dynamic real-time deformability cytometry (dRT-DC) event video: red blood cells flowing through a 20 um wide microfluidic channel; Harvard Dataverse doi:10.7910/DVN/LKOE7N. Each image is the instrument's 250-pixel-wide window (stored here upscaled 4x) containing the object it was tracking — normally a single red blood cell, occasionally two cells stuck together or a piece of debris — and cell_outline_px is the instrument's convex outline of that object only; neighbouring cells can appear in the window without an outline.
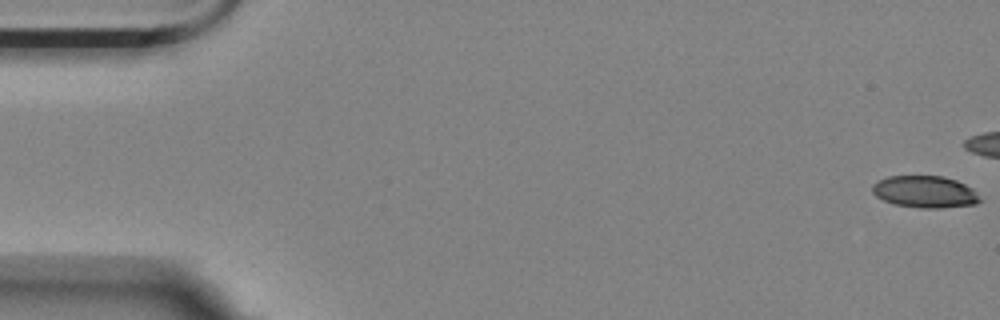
{"species": "Egyptian fruit bat (a non-hibernating species)", "species_latin": "Rousettus aegyptiacus", "temperature_condition": "room temperature", "stored_images_in_passage": 45, "camera_frame_rate_fps": 3000, "um_per_image_px": 0.085, "animal": {"sex": "female"}, "frame": {"image": 1, "passage_image": 1, "time_ms": 0.0, "image_size_px": [1000, 320], "cell_outline_px": [[984, 200], [976, 204], [940, 208], [920, 208], [896, 204], [884, 200], [876, 196], [872, 192], [872, 184], [876, 180], [888, 176], [944, 176], [956, 180], [972, 188]], "centroid_in_image_um": [78.63, 16.3], "position_along_channel_um": 6.4, "area_um2": 20.17}}
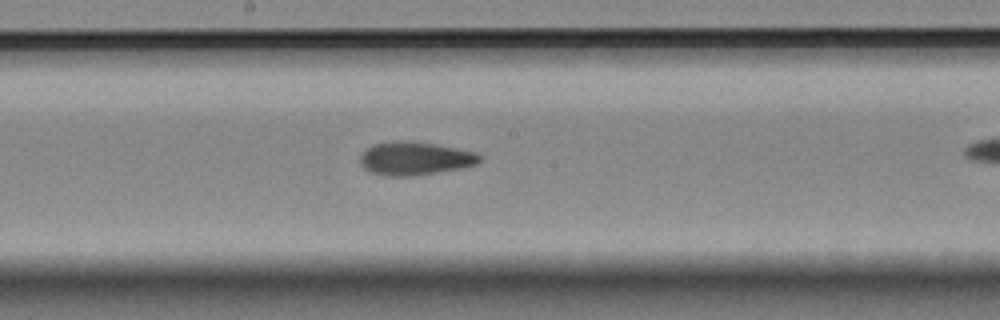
{"frame": {"image": 2, "passage_image": 30, "time_ms": 9.667, "image_size_px": [1000, 320], "cell_outline_px": [[484, 156], [476, 164], [460, 168], [412, 176], [384, 176], [372, 172], [364, 168], [360, 164], [360, 156], [372, 144], [396, 140], [400, 140], [436, 144], [476, 152]], "centroid_in_image_um": [35.27, 13.46], "position_along_channel_um": 212.9, "area_um2": 23.12}}
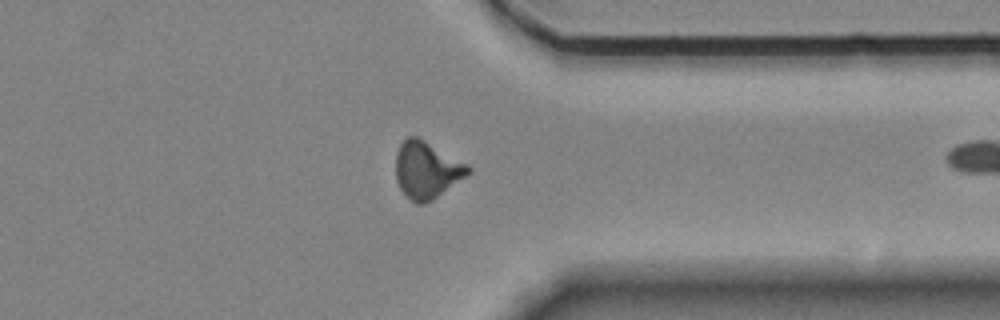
{"frame": {"image": 3, "passage_image": 44, "time_ms": 14.333, "image_size_px": [1000, 320], "cell_outline_px": [[472, 172], [432, 200], [424, 204], [416, 204], [400, 188], [396, 180], [396, 152], [400, 144], [408, 136], [416, 136], [424, 140], [468, 164], [472, 168]], "centroid_in_image_um": [36.28, 14.44], "position_along_channel_um": 375.1, "area_um2": 23.87}}